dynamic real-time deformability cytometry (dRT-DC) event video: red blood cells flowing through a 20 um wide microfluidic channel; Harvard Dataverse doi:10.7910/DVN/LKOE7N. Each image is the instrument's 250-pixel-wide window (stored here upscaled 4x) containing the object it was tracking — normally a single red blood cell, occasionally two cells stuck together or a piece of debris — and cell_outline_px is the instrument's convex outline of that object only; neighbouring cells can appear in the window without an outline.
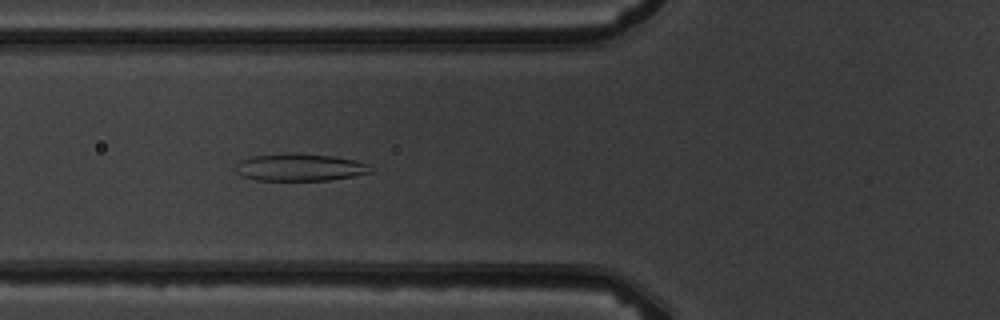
{"species": "common noctule bat (a hibernating species)", "species_latin": "Nyctalus noctula", "temperature_condition": "warm", "stored_images_in_passage": 8, "camera_frame_rate_fps": 3000, "um_per_image_px": 0.085, "animal": {"sex": "male", "body_mass_g": 19.5, "forearm_length_mm": 54.6}, "frame": {"image": 1, "passage_image": 6, "time_ms": 6.667, "image_size_px": [1000, 320], "cell_outline_px": [[372, 172], [332, 180], [256, 180], [244, 176], [236, 172], [236, 164], [240, 160], [252, 156], [284, 152], [332, 156], [356, 160], [368, 164], [372, 168]], "centroid_in_image_um": [25.48, 14.21], "position_along_channel_um": 100.3, "area_um2": 21.56}}
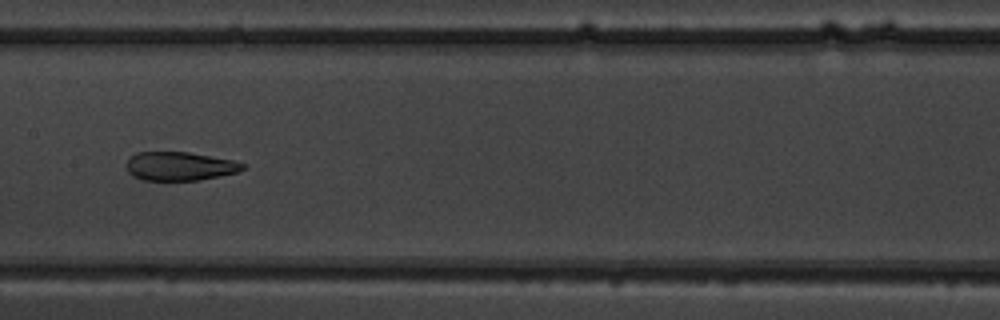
{"frame": {"image": 2, "passage_image": 8, "time_ms": 9.0, "image_size_px": [1000, 320], "cell_outline_px": [[244, 168], [236, 172], [220, 176], [200, 180], [144, 180], [132, 176], [128, 172], [128, 160], [136, 152], [188, 152], [232, 160], [244, 164]], "centroid_in_image_um": [15.26, 14.13], "position_along_channel_um": 192.1, "area_um2": 19.19}}